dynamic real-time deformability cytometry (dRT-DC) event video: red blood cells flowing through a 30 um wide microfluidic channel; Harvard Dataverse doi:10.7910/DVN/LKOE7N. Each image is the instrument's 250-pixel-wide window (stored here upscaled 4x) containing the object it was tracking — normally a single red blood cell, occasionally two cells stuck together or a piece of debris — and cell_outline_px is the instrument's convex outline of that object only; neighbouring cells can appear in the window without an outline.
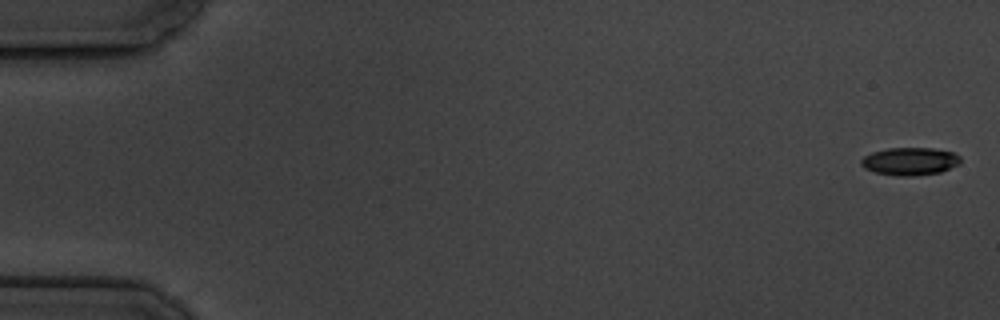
{"species": "common noctule bat (a hibernating species)", "species_latin": "Nyctalus noctula", "temperature_condition": "cold", "stored_images_in_passage": 7, "camera_frame_rate_fps": 3000, "um_per_image_px": 0.085, "animal": {"sex": "male", "body_mass_g": 19.5, "forearm_length_mm": 54.6}, "frame": {"image": 1, "passage_image": 1, "time_ms": 0.0, "image_size_px": [1000, 320], "cell_outline_px": [[960, 164], [940, 172], [912, 176], [896, 176], [876, 172], [864, 168], [860, 164], [860, 160], [864, 156], [872, 152], [888, 148], [932, 148], [952, 152], [960, 156]], "centroid_in_image_um": [77.33, 13.71], "position_along_channel_um": 7.7, "area_um2": 16.07}}